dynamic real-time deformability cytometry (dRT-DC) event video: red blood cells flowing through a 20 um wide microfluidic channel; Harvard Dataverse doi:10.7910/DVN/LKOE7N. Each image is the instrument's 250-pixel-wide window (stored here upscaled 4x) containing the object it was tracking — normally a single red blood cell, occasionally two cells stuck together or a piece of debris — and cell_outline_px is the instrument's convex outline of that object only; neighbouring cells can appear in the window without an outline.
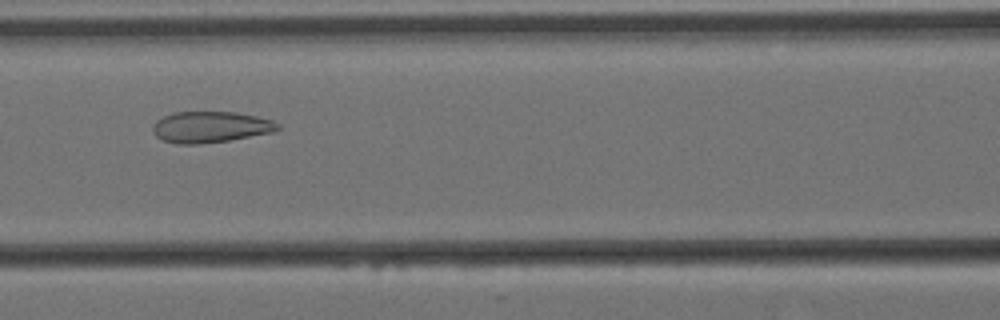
{"species": "Egyptian fruit bat (a non-hibernating species)", "species_latin": "Rousettus aegyptiacus", "temperature_condition": "cold", "stored_images_in_passage": 57, "camera_frame_rate_fps": 3000, "um_per_image_px": 0.085, "animal": {"sex": "female"}, "frame": {"image": 1, "passage_image": 24, "time_ms": 7.667, "image_size_px": [1000, 320], "cell_outline_px": [[280, 128], [272, 132], [228, 140], [200, 144], [176, 144], [160, 140], [152, 132], [152, 128], [156, 120], [172, 112], [236, 112], [256, 116], [272, 120], [280, 124]], "centroid_in_image_um": [17.85, 10.8], "position_along_channel_um": 148.8, "area_um2": 22.77}}
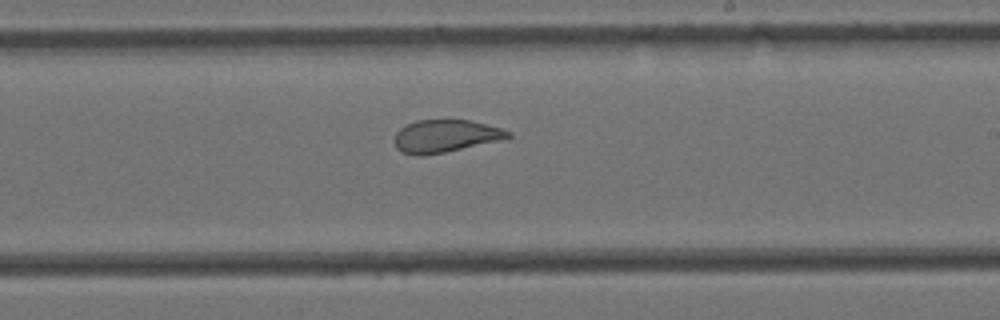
{"frame": {"image": 2, "passage_image": 33, "time_ms": 10.667, "image_size_px": [1000, 320], "cell_outline_px": [[512, 136], [500, 140], [444, 152], [424, 156], [416, 156], [400, 152], [396, 148], [396, 132], [400, 128], [416, 120], [472, 120], [500, 128], [512, 132]], "centroid_in_image_um": [37.85, 11.57], "position_along_channel_um": 251.2, "area_um2": 21.44}}
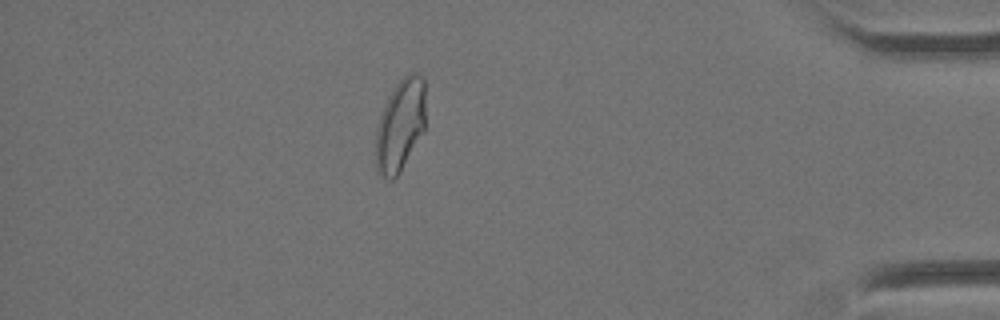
{"frame": {"image": 3, "passage_image": 50, "time_ms": 16.333, "image_size_px": [1000, 320], "cell_outline_px": [[424, 132], [400, 172], [392, 180], [388, 180], [376, 172], [376, 128], [384, 104], [396, 84], [408, 72], [416, 72], [424, 80]], "centroid_in_image_um": [34.01, 10.67], "position_along_channel_um": 401.2, "area_um2": 26.82}, "authors_computed_cell_mechanics": {"area_um2": 26.5302, "velocity_mm_per_s": 3.4306, "shape_relaxation_time_tau1_ms": null, "shape_relaxation_time_tau2_ms": 1.2217, "deformation_change_tau1": null, "deformation_change_tau2": 0.0811}}